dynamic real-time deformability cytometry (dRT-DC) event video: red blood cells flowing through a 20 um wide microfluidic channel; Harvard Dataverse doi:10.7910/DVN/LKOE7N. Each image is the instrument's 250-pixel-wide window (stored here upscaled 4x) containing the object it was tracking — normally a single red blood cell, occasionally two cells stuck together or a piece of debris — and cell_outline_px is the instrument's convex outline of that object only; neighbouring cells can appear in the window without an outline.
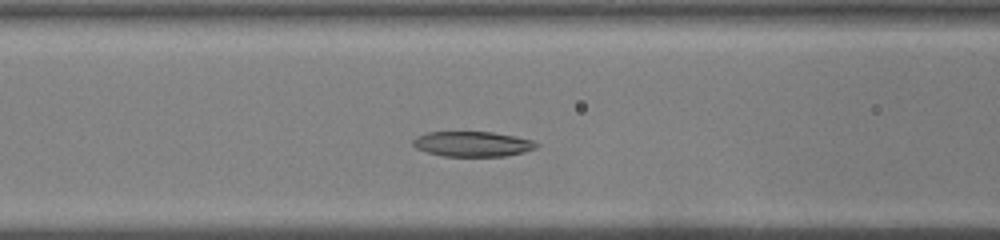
{"species": "common noctule bat (a hibernating species)", "species_latin": "Nyctalus noctula", "temperature_condition": "warm", "stored_images_in_passage": 35, "camera_frame_rate_fps": 3000, "um_per_image_px": 0.085, "animal": {"sex": "male", "body_mass_g": 19.0, "forearm_length_mm": 50.8}, "frame": {"image": 1, "passage_image": 10, "time_ms": 3.0, "image_size_px": [1000, 240], "cell_outline_px": [[540, 144], [536, 148], [524, 152], [504, 156], [444, 156], [428, 152], [416, 148], [412, 144], [412, 140], [416, 136], [428, 132], [492, 132], [516, 136], [532, 140]], "centroid_in_image_um": [40.17, 12.23], "position_along_channel_um": 126.4, "area_um2": 18.09}}
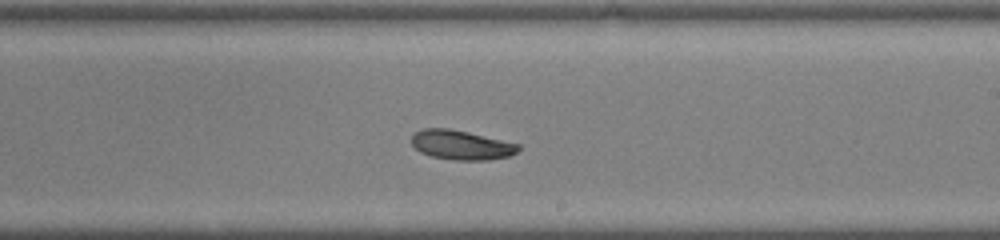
{"frame": {"image": 2, "passage_image": 18, "time_ms": 5.667, "image_size_px": [1000, 240], "cell_outline_px": [[520, 148], [516, 152], [508, 156], [488, 160], [452, 160], [432, 156], [420, 152], [412, 144], [412, 136], [416, 132], [424, 128], [448, 128], [468, 132], [520, 144]], "centroid_in_image_um": [39.21, 12.32], "position_along_channel_um": 249.8, "area_um2": 18.21}}
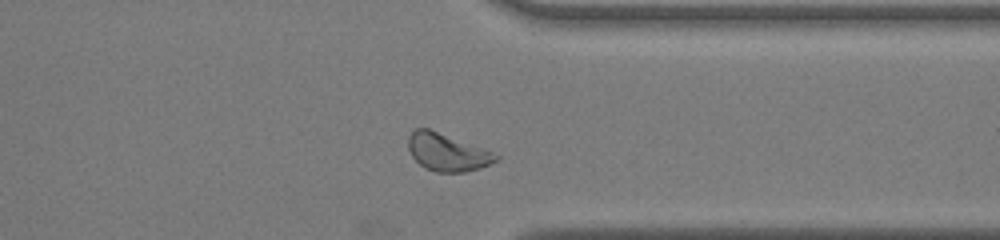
{"frame": {"image": 3, "passage_image": 26, "time_ms": 8.333, "image_size_px": [1000, 240], "cell_outline_px": [[500, 160], [480, 168], [464, 172], [436, 172], [424, 168], [412, 156], [408, 148], [408, 136], [416, 128], [428, 128], [492, 152], [500, 156]], "centroid_in_image_um": [38.0, 12.96], "position_along_channel_um": 373.4, "area_um2": 18.96}}